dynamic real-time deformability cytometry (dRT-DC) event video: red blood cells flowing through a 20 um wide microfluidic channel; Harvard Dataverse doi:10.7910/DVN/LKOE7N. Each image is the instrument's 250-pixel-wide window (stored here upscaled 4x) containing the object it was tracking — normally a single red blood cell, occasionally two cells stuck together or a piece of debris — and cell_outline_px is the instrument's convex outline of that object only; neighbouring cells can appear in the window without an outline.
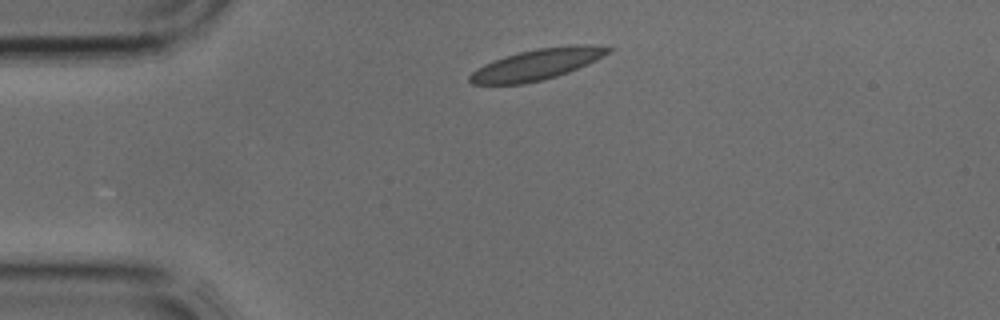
{"species": "common noctule bat (a hibernating species)", "species_latin": "Nyctalus noctula", "temperature_condition": "cold", "stored_images_in_passage": 2, "camera_frame_rate_fps": 3000, "um_per_image_px": 0.085, "animal": {"sex": "male", "body_mass_g": 17.9, "forearm_length_mm": 54.2}, "frame": {"image": 1, "passage_image": 1, "time_ms": 0.0, "image_size_px": [1000, 320], "cell_outline_px": [[616, 48], [604, 56], [596, 60], [568, 72], [544, 80], [524, 84], [472, 84], [468, 80], [468, 76], [476, 68], [484, 64], [504, 56], [536, 48], [568, 44], [592, 44]], "centroid_in_image_um": [45.67, 5.45], "position_along_channel_um": 39.3, "area_um2": 25.26}}